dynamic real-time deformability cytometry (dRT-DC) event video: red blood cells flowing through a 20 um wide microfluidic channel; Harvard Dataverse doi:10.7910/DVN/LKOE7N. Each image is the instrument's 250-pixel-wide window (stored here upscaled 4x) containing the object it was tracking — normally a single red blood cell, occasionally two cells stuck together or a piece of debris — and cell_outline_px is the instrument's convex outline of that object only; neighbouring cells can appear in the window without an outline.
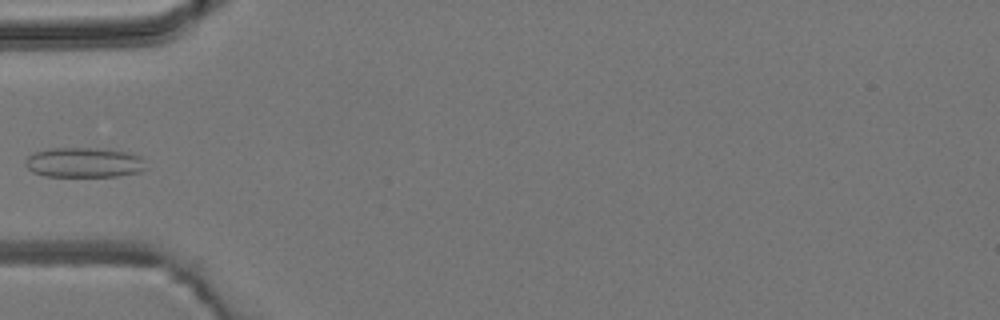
{"species": "common noctule bat (a hibernating species)", "species_latin": "Nyctalus noctula", "temperature_condition": "room temperature", "stored_images_in_passage": 5, "camera_frame_rate_fps": 3000, "um_per_image_px": 0.085, "animal": {"sex": "male", "body_mass_g": 19.2, "forearm_length_mm": 51.8}, "frame": {"image": 1, "passage_image": 4, "time_ms": 3.667, "image_size_px": [1000, 320], "cell_outline_px": [[148, 168], [140, 172], [116, 176], [44, 176], [32, 172], [24, 164], [24, 160], [32, 152], [48, 148], [104, 148], [128, 152], [140, 156], [144, 160]], "centroid_in_image_um": [7.14, 13.8], "position_along_channel_um": 77.9, "area_um2": 21.44}}